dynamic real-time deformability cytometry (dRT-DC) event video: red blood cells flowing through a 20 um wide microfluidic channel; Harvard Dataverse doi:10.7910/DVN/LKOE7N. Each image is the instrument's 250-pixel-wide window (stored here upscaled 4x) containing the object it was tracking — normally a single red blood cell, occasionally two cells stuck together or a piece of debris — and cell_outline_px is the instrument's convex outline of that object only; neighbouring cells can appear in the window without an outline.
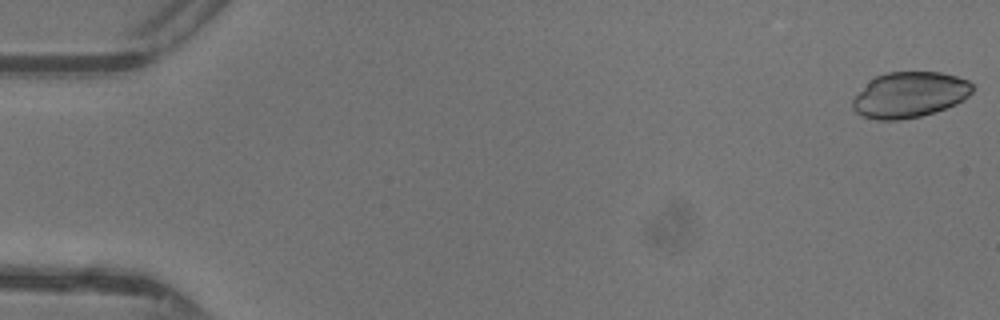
{"species": "common noctule bat (a hibernating species)", "species_latin": "Nyctalus noctula", "temperature_condition": "warm", "stored_images_in_passage": 12, "camera_frame_rate_fps": 3000, "um_per_image_px": 0.085, "animal": {"sex": "female"}, "frame": {"image": 1, "passage_image": 1, "time_ms": 0.0, "image_size_px": [1000, 320], "cell_outline_px": [[972, 92], [964, 100], [956, 104], [936, 112], [920, 116], [900, 120], [876, 120], [864, 116], [856, 112], [852, 108], [852, 100], [876, 76], [888, 72], [940, 72], [956, 76], [968, 80], [972, 84]], "centroid_in_image_um": [77.35, 8.07], "position_along_channel_um": 7.7, "area_um2": 31.67}}